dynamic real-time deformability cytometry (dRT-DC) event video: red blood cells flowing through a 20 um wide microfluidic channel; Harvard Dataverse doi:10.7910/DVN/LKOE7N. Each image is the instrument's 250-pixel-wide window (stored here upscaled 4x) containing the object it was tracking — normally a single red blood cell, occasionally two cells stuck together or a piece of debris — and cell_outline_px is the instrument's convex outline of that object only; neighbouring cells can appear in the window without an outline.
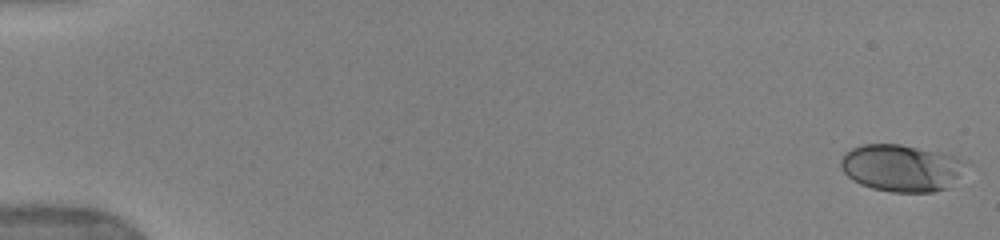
{"species": "human", "species_latin": "Homo sapiens", "temperature_condition": "warm", "stored_images_in_passage": 52, "camera_frame_rate_fps": 3000, "um_per_image_px": 0.085, "donor": {"sex": "female"}, "frame": {"image": 1, "passage_image": 1, "time_ms": 0.0, "image_size_px": [1000, 240], "cell_outline_px": [[968, 160], [948, 188], [932, 192], [892, 192], [872, 188], [860, 184], [852, 180], [840, 168], [840, 160], [844, 152], [852, 148], [864, 144], [900, 144], [952, 156]], "centroid_in_image_um": [76.54, 14.28], "position_along_channel_um": 8.5, "area_um2": 33.87}}
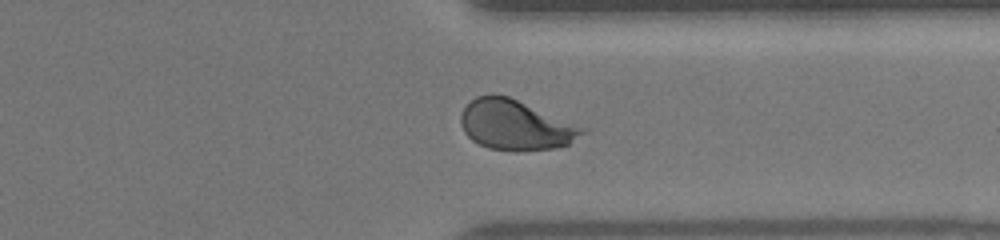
{"frame": {"image": 2, "passage_image": 41, "time_ms": 13.333, "image_size_px": [1000, 240], "cell_outline_px": [[588, 128], [584, 132], [568, 144], [556, 148], [516, 152], [488, 148], [472, 140], [464, 132], [460, 124], [460, 116], [464, 108], [476, 96], [492, 92], [508, 96]], "centroid_in_image_um": [43.8, 10.62], "position_along_channel_um": 367.6, "area_um2": 35.72}}
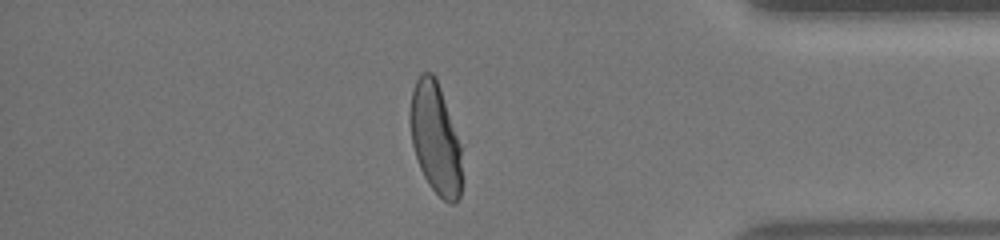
{"frame": {"image": 3, "passage_image": 45, "time_ms": 14.667, "image_size_px": [1000, 240], "cell_outline_px": [[460, 196], [452, 204], [444, 200], [428, 184], [420, 168], [412, 144], [408, 116], [412, 92], [416, 80], [424, 72], [432, 72], [436, 76], [460, 144]], "centroid_in_image_um": [36.97, 11.73], "position_along_channel_um": 398.2, "area_um2": 33.12}, "authors_computed_cell_mechanics": {"area_um2": 34.6222, "velocity_mm_per_s": 3.9573, "shape_relaxation_time_tau1_ms": 4.3252, "shape_relaxation_time_tau2_ms": null, "deformation_change_tau1": 0.1698, "deformation_change_tau2": null}}